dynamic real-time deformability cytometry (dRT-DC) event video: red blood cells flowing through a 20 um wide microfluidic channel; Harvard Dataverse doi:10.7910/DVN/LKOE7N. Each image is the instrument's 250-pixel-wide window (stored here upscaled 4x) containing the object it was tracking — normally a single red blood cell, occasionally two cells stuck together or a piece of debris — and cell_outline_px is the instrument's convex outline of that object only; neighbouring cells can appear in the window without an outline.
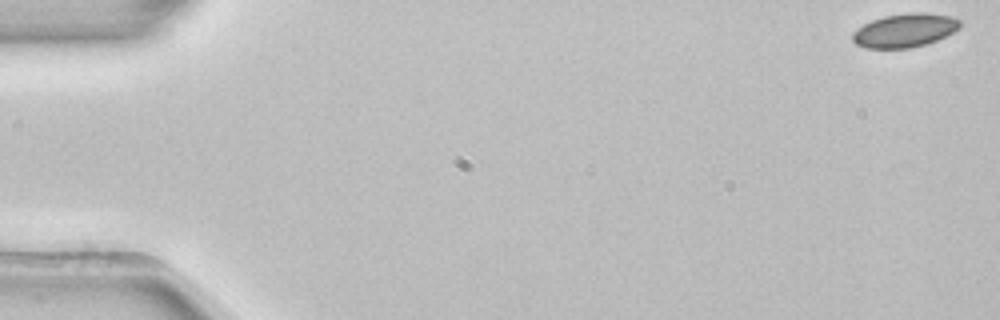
{"species": "common noctule bat (a hibernating species)", "species_latin": "Nyctalus noctula", "temperature_condition": "room temperature", "stored_images_in_passage": 53, "camera_frame_rate_fps": 3000, "um_per_image_px": 0.085, "animal": {"sex": "female", "body_mass_g": 22.7, "forearm_length_mm": 54.2}, "frame": {"image": 1, "passage_image": 1, "time_ms": 0.0, "image_size_px": [1000, 320], "cell_outline_px": [[960, 28], [936, 40], [912, 48], [864, 48], [856, 44], [852, 40], [852, 32], [864, 24], [872, 20], [884, 16], [912, 12], [924, 12], [952, 16], [960, 20]], "centroid_in_image_um": [76.89, 2.58], "position_along_channel_um": 8.1, "area_um2": 21.04}}
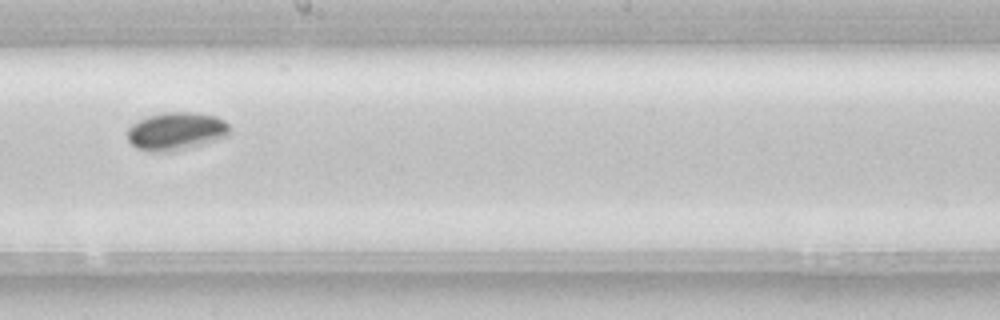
{"frame": {"image": 2, "passage_image": 30, "time_ms": 9.667, "image_size_px": [1000, 320], "cell_outline_px": [[228, 136], [216, 140], [168, 152], [152, 152], [136, 148], [128, 140], [128, 128], [132, 124], [148, 116], [164, 112], [188, 112], [216, 116], [224, 120], [228, 124]], "centroid_in_image_um": [14.95, 11.15], "position_along_channel_um": 233.3, "area_um2": 22.31}}
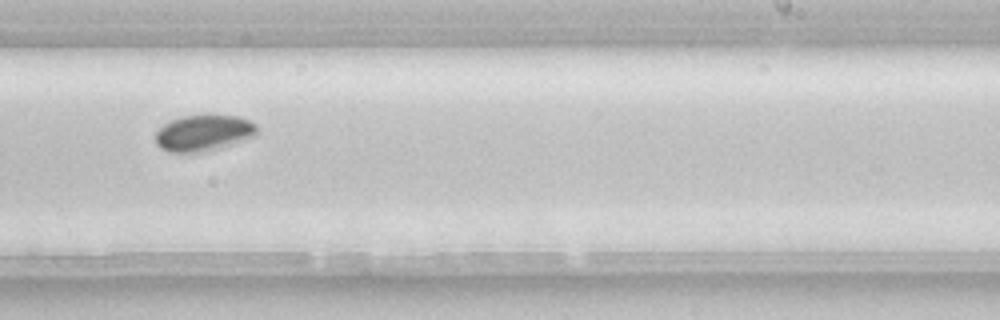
{"frame": {"image": 3, "passage_image": 33, "time_ms": 10.667, "image_size_px": [1000, 320], "cell_outline_px": [[256, 136], [216, 148], [200, 152], [168, 152], [160, 148], [156, 144], [156, 132], [164, 124], [172, 120], [184, 116], [208, 112], [240, 116], [256, 124]], "centroid_in_image_um": [17.31, 11.25], "position_along_channel_um": 271.7, "area_um2": 21.73}}